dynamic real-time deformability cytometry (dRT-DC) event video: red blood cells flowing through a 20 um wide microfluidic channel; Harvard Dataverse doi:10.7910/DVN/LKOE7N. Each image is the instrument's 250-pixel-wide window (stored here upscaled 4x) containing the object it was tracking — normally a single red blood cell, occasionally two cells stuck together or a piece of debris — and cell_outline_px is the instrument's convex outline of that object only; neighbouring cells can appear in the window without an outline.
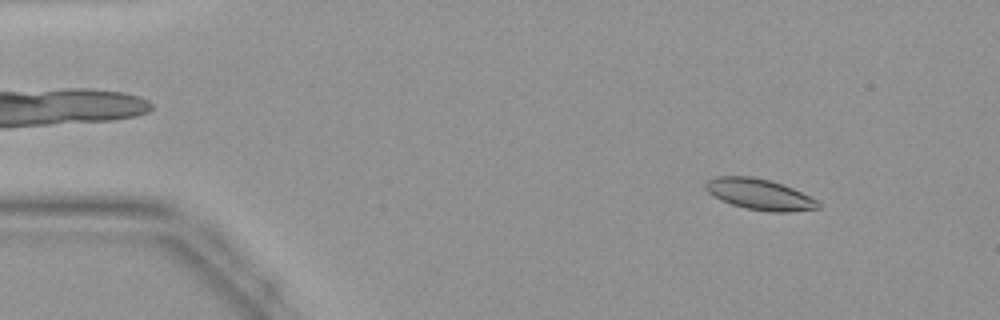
{"species": "common noctule bat (a hibernating species)", "species_latin": "Nyctalus noctula", "temperature_condition": "warm", "stored_images_in_passage": 44, "camera_frame_rate_fps": 3000, "um_per_image_px": 0.085, "animal": {"sex": "female", "body_mass_g": 19.9}, "frame": {"image": 1, "passage_image": 5, "time_ms": 1.333, "image_size_px": [1000, 320], "cell_outline_px": [[820, 208], [788, 212], [768, 212], [748, 208], [732, 204], [708, 192], [704, 188], [704, 184], [708, 180], [716, 176], [752, 176], [768, 180], [792, 188], [816, 200], [820, 204]], "centroid_in_image_um": [64.55, 16.51], "position_along_channel_um": 20.5, "area_um2": 19.88}}
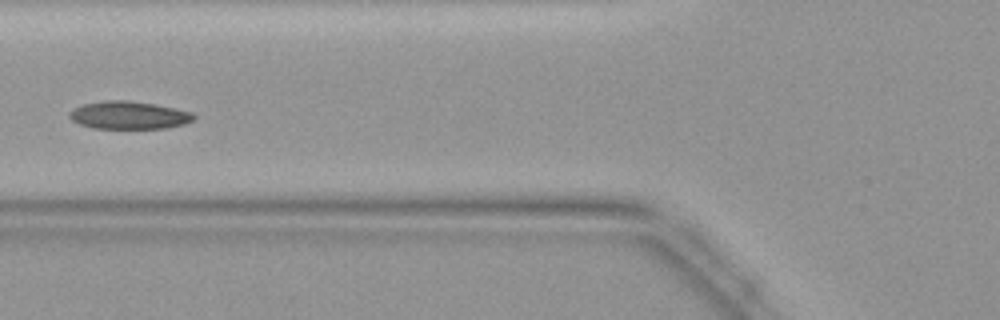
{"frame": {"image": 2, "passage_image": 17, "time_ms": 5.333, "image_size_px": [1000, 320], "cell_outline_px": [[196, 116], [192, 120], [184, 124], [164, 128], [92, 128], [80, 124], [72, 120], [68, 116], [68, 112], [84, 104], [104, 100], [128, 100], [156, 104], [192, 112]], "centroid_in_image_um": [10.95, 9.78], "position_along_channel_um": 114.9, "area_um2": 20.06}}
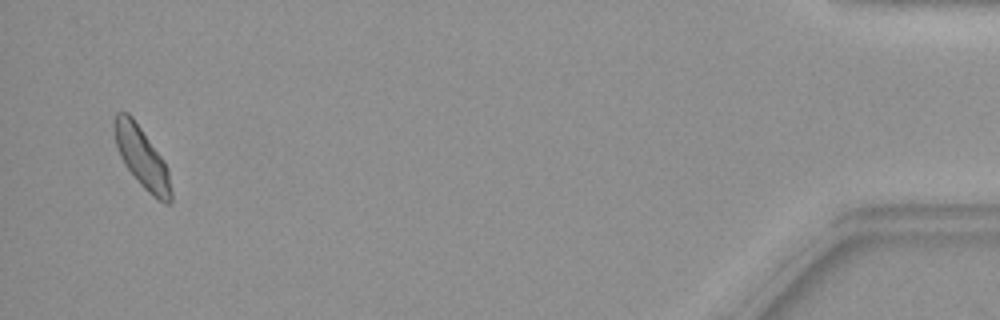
{"frame": {"image": 3, "passage_image": 43, "time_ms": 14.0, "image_size_px": [1000, 320], "cell_outline_px": [[172, 204], [164, 204], [152, 196], [140, 184], [124, 164], [120, 156], [116, 144], [112, 124], [116, 112], [128, 112], [132, 116], [164, 160], [168, 168], [172, 192]], "centroid_in_image_um": [12.07, 13.4], "position_along_channel_um": 423.1, "area_um2": 20.29}}